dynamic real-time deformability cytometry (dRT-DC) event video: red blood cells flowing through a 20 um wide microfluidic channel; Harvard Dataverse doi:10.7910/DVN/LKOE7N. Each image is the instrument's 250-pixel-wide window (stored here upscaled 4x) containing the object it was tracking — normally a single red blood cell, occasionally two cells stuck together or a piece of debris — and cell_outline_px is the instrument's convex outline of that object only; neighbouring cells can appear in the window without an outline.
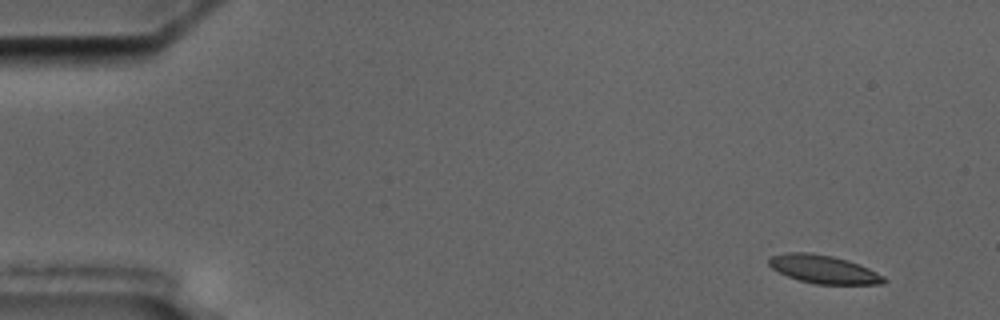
{"species": "common noctule bat (a hibernating species)", "species_latin": "Nyctalus noctula", "temperature_condition": "cold", "stored_images_in_passage": 7, "camera_frame_rate_fps": 3000, "um_per_image_px": 0.085, "animal": {"sex": "male", "body_mass_g": 17.5, "forearm_length_mm": 52.3}, "frame": {"image": 1, "passage_image": 1, "time_ms": 0.0, "image_size_px": [1000, 320], "cell_outline_px": [[888, 280], [884, 284], [816, 284], [800, 280], [788, 276], [772, 268], [768, 264], [768, 256], [784, 252], [808, 252], [832, 256], [848, 260], [860, 264], [884, 276]], "centroid_in_image_um": [70.0, 22.88], "position_along_channel_um": 15.0, "area_um2": 19.02}}
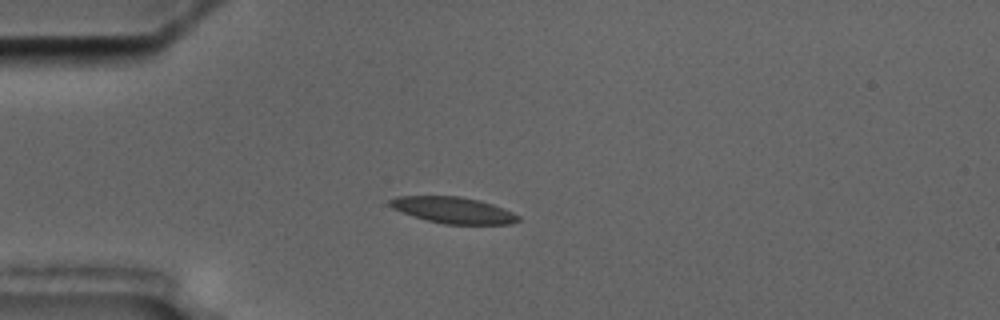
{"frame": {"image": 2, "passage_image": 4, "time_ms": 3.667, "image_size_px": [1000, 320], "cell_outline_px": [[520, 220], [512, 224], [444, 224], [412, 216], [400, 212], [392, 208], [388, 204], [388, 200], [396, 196], [460, 196], [480, 200], [504, 208], [520, 216]], "centroid_in_image_um": [38.51, 17.86], "position_along_channel_um": 46.5, "area_um2": 19.83}}